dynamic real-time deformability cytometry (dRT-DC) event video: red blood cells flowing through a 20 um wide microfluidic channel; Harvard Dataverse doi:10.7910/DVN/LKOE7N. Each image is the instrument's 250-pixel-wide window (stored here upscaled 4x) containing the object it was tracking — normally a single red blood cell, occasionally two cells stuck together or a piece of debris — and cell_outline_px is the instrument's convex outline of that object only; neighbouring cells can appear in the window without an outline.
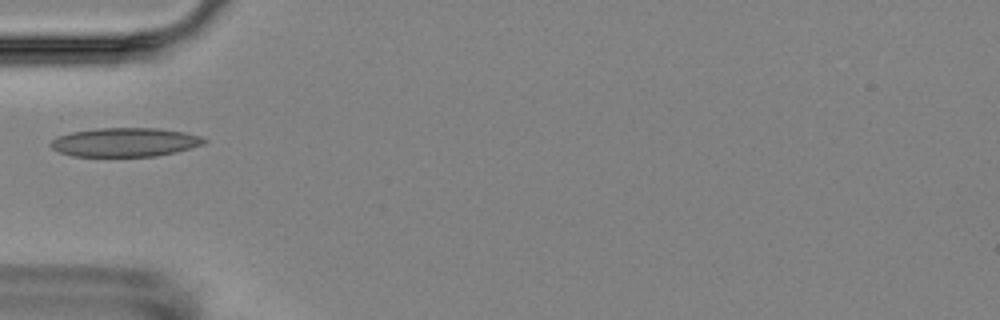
{"species": "Egyptian fruit bat (a non-hibernating species)", "species_latin": "Rousettus aegyptiacus", "temperature_condition": "room temperature", "stored_images_in_passage": 7, "camera_frame_rate_fps": 3000, "um_per_image_px": 0.085, "animal": {"sex": "female"}, "frame": {"image": 1, "passage_image": 5, "time_ms": 4.667, "image_size_px": [1000, 320], "cell_outline_px": [[208, 140], [204, 144], [176, 152], [156, 156], [72, 156], [60, 152], [52, 148], [48, 144], [56, 136], [72, 132], [96, 128], [160, 128], [184, 132], [200, 136]], "centroid_in_image_um": [10.62, 12.08], "position_along_channel_um": 74.4, "area_um2": 25.89}}
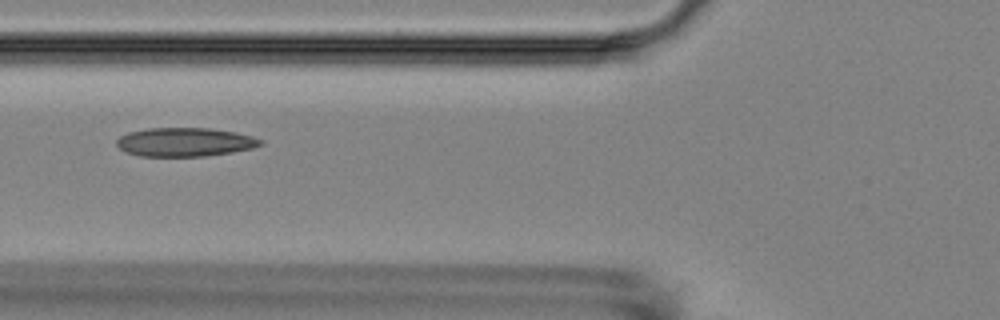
{"frame": {"image": 2, "passage_image": 6, "time_ms": 5.667, "image_size_px": [1000, 320], "cell_outline_px": [[264, 144], [252, 148], [232, 152], [208, 156], [140, 156], [124, 152], [116, 144], [116, 140], [120, 136], [128, 132], [148, 128], [208, 128], [236, 132], [252, 136], [264, 140]], "centroid_in_image_um": [15.72, 12.08], "position_along_channel_um": 110.1, "area_um2": 24.28}}